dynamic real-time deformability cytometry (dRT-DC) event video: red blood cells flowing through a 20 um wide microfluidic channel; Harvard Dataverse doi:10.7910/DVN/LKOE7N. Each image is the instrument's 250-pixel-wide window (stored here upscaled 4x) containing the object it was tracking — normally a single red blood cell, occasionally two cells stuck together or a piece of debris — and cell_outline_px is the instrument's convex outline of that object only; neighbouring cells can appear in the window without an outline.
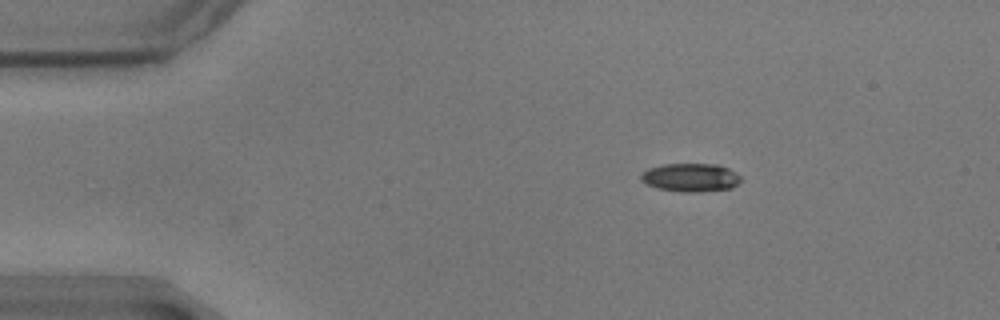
{"species": "common noctule bat (a hibernating species)", "species_latin": "Nyctalus noctula", "temperature_condition": "warm", "stored_images_in_passage": 8, "camera_frame_rate_fps": 3000, "um_per_image_px": 0.085, "animal": {"sex": "male", "body_mass_g": 17.9}, "frame": {"image": 1, "passage_image": 1, "time_ms": 0.0, "image_size_px": [1000, 320], "cell_outline_px": [[740, 180], [732, 188], [700, 192], [680, 192], [656, 188], [644, 184], [640, 180], [640, 176], [648, 168], [664, 164], [720, 164], [736, 172], [740, 176]], "centroid_in_image_um": [58.68, 15.09], "position_along_channel_um": 26.3, "area_um2": 16.7}}